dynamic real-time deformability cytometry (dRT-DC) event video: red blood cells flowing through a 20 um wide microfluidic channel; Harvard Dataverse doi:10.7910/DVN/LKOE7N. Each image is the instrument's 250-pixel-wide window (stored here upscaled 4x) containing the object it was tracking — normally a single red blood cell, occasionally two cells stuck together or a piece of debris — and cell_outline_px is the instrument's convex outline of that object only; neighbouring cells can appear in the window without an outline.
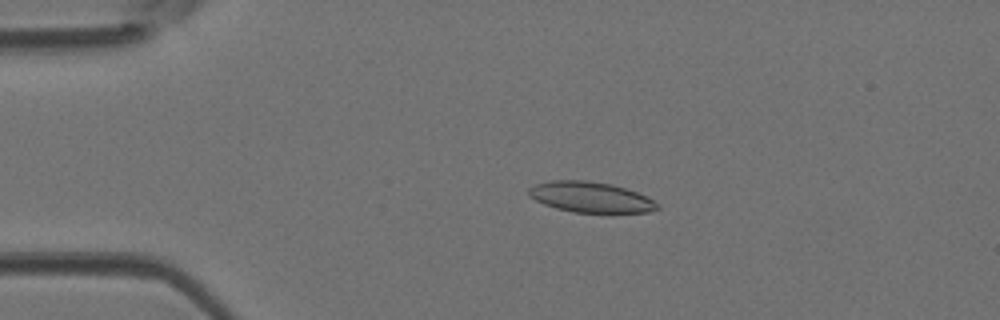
{"species": "Egyptian fruit bat (a non-hibernating species)", "species_latin": "Rousettus aegyptiacus", "temperature_condition": "room temperature", "stored_images_in_passage": 13, "camera_frame_rate_fps": 3000, "um_per_image_px": 0.085, "animal": {"sex": "female"}, "frame": {"image": 1, "passage_image": 10, "time_ms": 3.0, "image_size_px": [1000, 320], "cell_outline_px": [[660, 208], [648, 212], [572, 212], [556, 208], [544, 204], [528, 196], [528, 188], [536, 184], [552, 180], [584, 180], [612, 184], [648, 196], [660, 204]], "centroid_in_image_um": [50.21, 16.75], "position_along_channel_um": 34.8, "area_um2": 22.89}}